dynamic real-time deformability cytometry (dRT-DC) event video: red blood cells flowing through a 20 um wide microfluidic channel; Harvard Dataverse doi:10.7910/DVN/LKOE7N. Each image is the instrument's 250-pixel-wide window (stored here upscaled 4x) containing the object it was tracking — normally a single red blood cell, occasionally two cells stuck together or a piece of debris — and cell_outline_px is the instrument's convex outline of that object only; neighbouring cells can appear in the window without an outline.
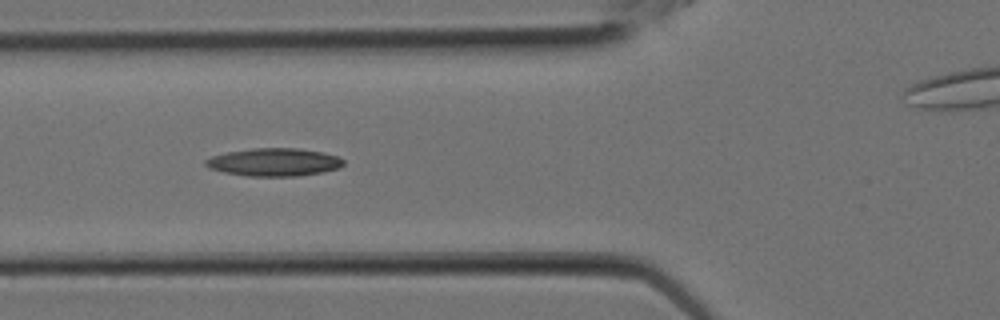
{"species": "Egyptian fruit bat (a non-hibernating species)", "species_latin": "Rousettus aegyptiacus", "temperature_condition": "room temperature", "stored_images_in_passage": 9, "camera_frame_rate_fps": 3000, "um_per_image_px": 0.085, "animal": {"sex": "female"}, "frame": {"image": 1, "passage_image": 8, "time_ms": 2.333, "image_size_px": [1000, 320], "cell_outline_px": [[344, 164], [340, 168], [324, 172], [296, 176], [248, 176], [224, 172], [208, 168], [204, 164], [204, 160], [212, 156], [228, 152], [252, 148], [300, 148], [324, 152], [336, 156], [344, 160]], "centroid_in_image_um": [23.31, 13.78], "position_along_channel_um": 102.5, "area_um2": 22.54}}
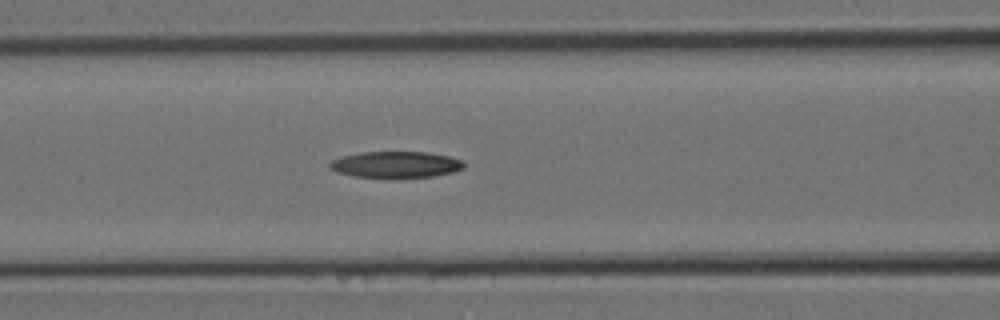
{"frame": {"image": 2, "passage_image": 9, "time_ms": 2.667, "image_size_px": [1000, 320], "cell_outline_px": [[464, 168], [456, 172], [432, 176], [352, 176], [336, 172], [328, 164], [332, 160], [340, 156], [360, 152], [428, 152], [448, 156], [464, 160]], "centroid_in_image_um": [33.66, 13.96], "position_along_channel_um": 132.9, "area_um2": 20.29}}